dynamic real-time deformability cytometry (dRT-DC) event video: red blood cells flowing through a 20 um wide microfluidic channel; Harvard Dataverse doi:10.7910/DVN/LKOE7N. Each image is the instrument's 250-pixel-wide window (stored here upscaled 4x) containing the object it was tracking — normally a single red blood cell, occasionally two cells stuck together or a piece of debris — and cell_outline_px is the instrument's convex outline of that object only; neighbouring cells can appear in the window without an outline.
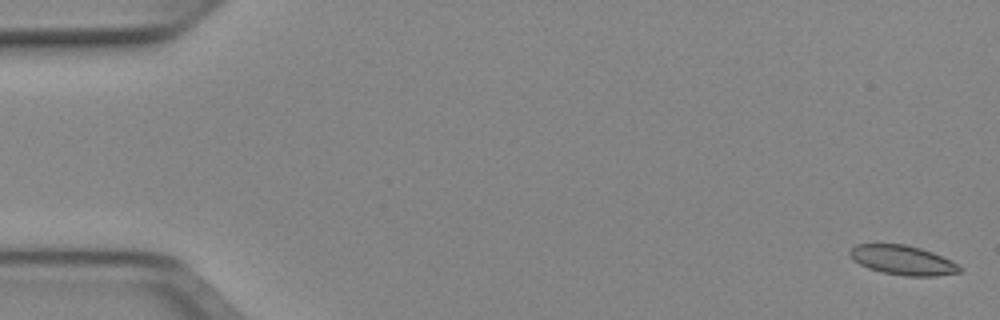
{"species": "Egyptian fruit bat (a non-hibernating species)", "species_latin": "Rousettus aegyptiacus", "temperature_condition": "cold", "stored_images_in_passage": 16, "camera_frame_rate_fps": 3000, "um_per_image_px": 0.085, "animal": {"sex": "female"}, "frame": {"image": 1, "passage_image": 1, "time_ms": 0.0, "image_size_px": [1000, 320], "cell_outline_px": [[964, 268], [960, 272], [936, 276], [904, 276], [880, 272], [868, 268], [852, 260], [848, 252], [856, 244], [904, 244], [920, 248], [932, 252]], "centroid_in_image_um": [76.69, 22.12], "position_along_channel_um": 8.3, "area_um2": 18.79}}
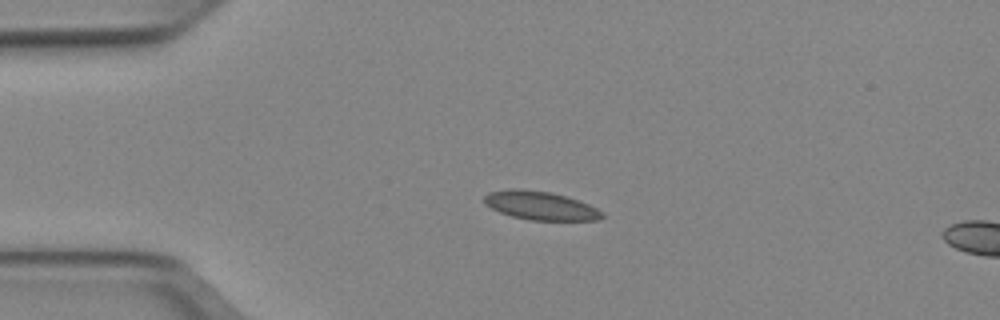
{"frame": {"image": 2, "passage_image": 12, "time_ms": 3.667, "image_size_px": [1000, 320], "cell_outline_px": [[604, 216], [600, 220], [532, 220], [512, 216], [500, 212], [484, 204], [484, 196], [488, 192], [508, 188], [520, 188], [552, 192], [568, 196], [588, 204], [604, 212]], "centroid_in_image_um": [45.94, 17.46], "position_along_channel_um": 39.1, "area_um2": 19.83}}